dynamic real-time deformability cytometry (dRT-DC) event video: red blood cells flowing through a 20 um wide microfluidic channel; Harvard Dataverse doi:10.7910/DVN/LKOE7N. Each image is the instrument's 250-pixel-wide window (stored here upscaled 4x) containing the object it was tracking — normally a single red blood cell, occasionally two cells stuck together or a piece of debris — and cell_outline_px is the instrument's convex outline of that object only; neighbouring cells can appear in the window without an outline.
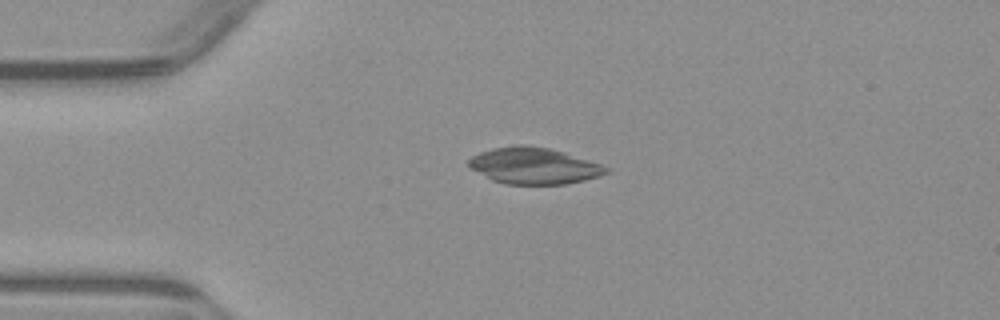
{"species": "common noctule bat (a hibernating species)", "species_latin": "Nyctalus noctula", "temperature_condition": "warm", "stored_images_in_passage": 5, "camera_frame_rate_fps": 3000, "um_per_image_px": 0.085, "animal": {"sex": "male", "body_mass_g": 23.1, "forearm_length_mm": 52.7}, "frame": {"image": 1, "passage_image": 4, "time_ms": 3.667, "image_size_px": [1000, 320], "cell_outline_px": [[608, 172], [584, 180], [564, 184], [504, 184], [492, 180], [468, 168], [468, 160], [472, 156], [480, 152], [492, 148], [516, 144], [528, 144], [548, 148], [564, 152], [600, 164], [608, 168]], "centroid_in_image_um": [45.3, 14.08], "position_along_channel_um": 39.7, "area_um2": 29.13}}